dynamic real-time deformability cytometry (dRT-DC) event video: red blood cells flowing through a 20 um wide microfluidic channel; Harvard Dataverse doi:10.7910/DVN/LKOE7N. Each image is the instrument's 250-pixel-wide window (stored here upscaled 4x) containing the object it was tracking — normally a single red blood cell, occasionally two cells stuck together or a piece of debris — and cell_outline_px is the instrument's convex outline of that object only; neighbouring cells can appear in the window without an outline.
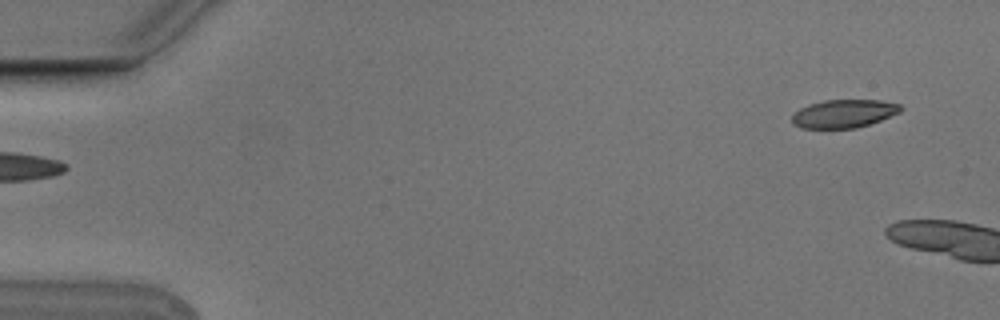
{"species": "Egyptian fruit bat (a non-hibernating species)", "species_latin": "Rousettus aegyptiacus", "temperature_condition": "cold", "stored_images_in_passage": 3, "camera_frame_rate_fps": 3000, "um_per_image_px": 0.085, "animal": {"sex": "male"}, "frame": {"image": 1, "passage_image": 3, "time_ms": 0.667, "image_size_px": [1000, 320], "cell_outline_px": [[904, 108], [900, 112], [880, 120], [856, 128], [800, 128], [792, 124], [792, 112], [808, 104], [824, 100], [880, 100], [900, 104]], "centroid_in_image_um": [71.69, 9.65], "position_along_channel_um": 13.3, "area_um2": 17.98}}